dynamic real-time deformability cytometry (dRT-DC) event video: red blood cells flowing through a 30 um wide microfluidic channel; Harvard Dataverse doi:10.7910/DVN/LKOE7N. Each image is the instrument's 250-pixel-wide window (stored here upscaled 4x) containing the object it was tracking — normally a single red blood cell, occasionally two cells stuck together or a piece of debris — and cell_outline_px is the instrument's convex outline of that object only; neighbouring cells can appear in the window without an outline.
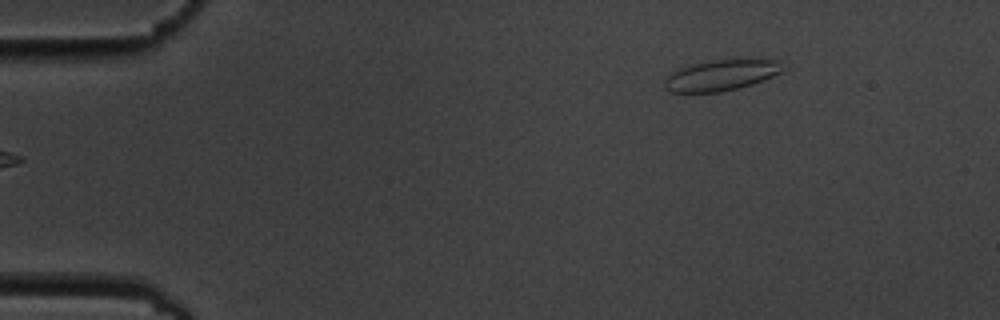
{"species": "common noctule bat (a hibernating species)", "species_latin": "Nyctalus noctula", "temperature_condition": "cold", "stored_images_in_passage": 4, "segment_of_instrument_passage": [2, 2], "camera_frame_rate_fps": 3000, "um_per_image_px": 0.085, "animal": {"sex": "male", "body_mass_g": 19.5, "forearm_length_mm": 54.6}, "frame": {"image": 1, "passage_image": 4, "time_ms": 4.667, "image_size_px": [1000, 320], "cell_outline_px": [[788, 68], [772, 76], [752, 84], [720, 92], [668, 92], [664, 88], [664, 80], [672, 72], [680, 68], [712, 60], [780, 60]], "centroid_in_image_um": [61.31, 6.4], "position_along_channel_um": 23.7, "area_um2": 20.98}}